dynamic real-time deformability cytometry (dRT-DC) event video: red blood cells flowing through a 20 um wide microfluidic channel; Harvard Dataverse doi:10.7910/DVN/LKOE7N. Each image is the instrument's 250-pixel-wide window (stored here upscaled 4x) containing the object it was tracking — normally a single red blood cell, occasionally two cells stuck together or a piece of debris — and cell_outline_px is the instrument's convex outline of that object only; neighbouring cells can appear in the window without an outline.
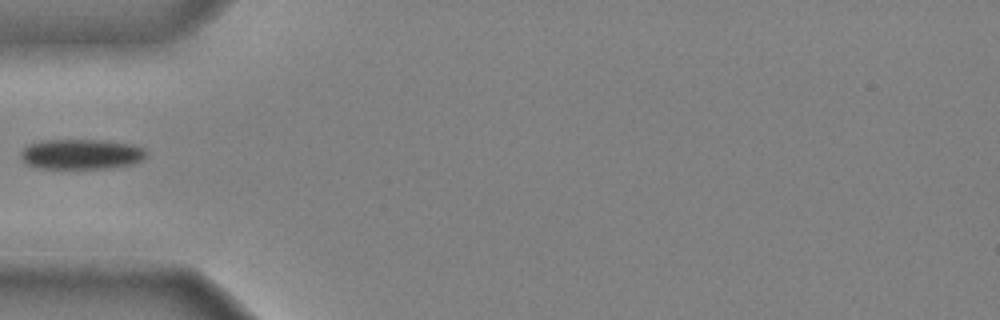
{"species": "common noctule bat (a hibernating species)", "species_latin": "Nyctalus noctula", "temperature_condition": "cold", "stored_images_in_passage": 32, "camera_frame_rate_fps": 3000, "um_per_image_px": 0.085, "animal": {"sex": "male", "body_mass_g": 20.4}, "frame": {"image": 1, "passage_image": 1, "time_ms": 0.0, "image_size_px": [1000, 320], "cell_outline_px": [[148, 152], [144, 160], [132, 164], [108, 168], [36, 168], [24, 164], [20, 156], [20, 152], [28, 144], [44, 140], [104, 140], [132, 144], [144, 148]], "centroid_in_image_um": [6.9, 13.1], "position_along_channel_um": 78.1, "area_um2": 22.37}}
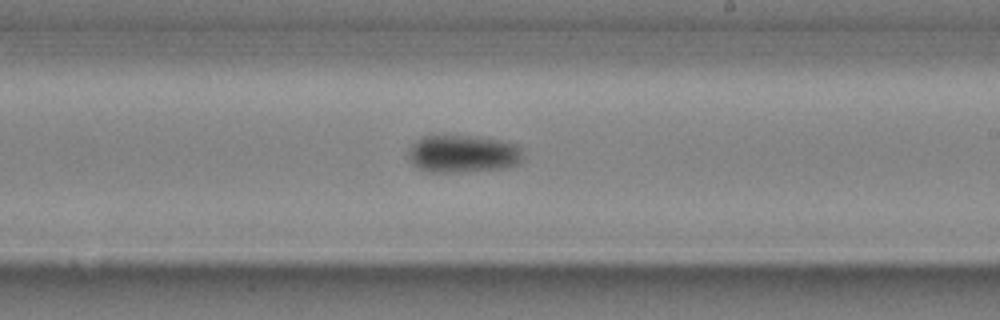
{"frame": {"image": 2, "passage_image": 14, "time_ms": 4.333, "image_size_px": [1000, 320], "cell_outline_px": [[524, 160], [520, 164], [504, 168], [464, 172], [428, 172], [416, 168], [412, 164], [408, 156], [408, 152], [412, 144], [420, 136], [432, 132], [476, 136], [500, 140], [520, 144]], "centroid_in_image_um": [39.33, 13.03], "position_along_channel_um": 249.7, "area_um2": 26.47}}
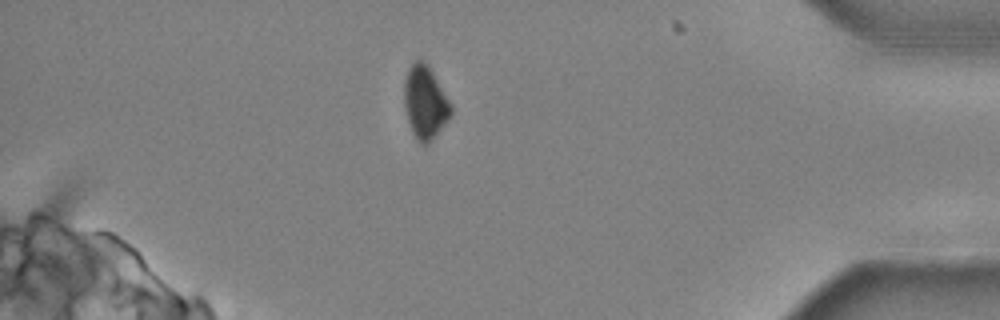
{"frame": {"image": 3, "passage_image": 28, "time_ms": 9.0, "image_size_px": [1000, 320], "cell_outline_px": [[452, 116], [428, 144], [420, 144], [416, 140], [412, 132], [408, 120], [404, 104], [404, 80], [408, 68], [416, 60], [424, 60], [428, 64], [452, 104]], "centroid_in_image_um": [36.14, 8.7], "position_along_channel_um": 399.1, "area_um2": 20.11}}